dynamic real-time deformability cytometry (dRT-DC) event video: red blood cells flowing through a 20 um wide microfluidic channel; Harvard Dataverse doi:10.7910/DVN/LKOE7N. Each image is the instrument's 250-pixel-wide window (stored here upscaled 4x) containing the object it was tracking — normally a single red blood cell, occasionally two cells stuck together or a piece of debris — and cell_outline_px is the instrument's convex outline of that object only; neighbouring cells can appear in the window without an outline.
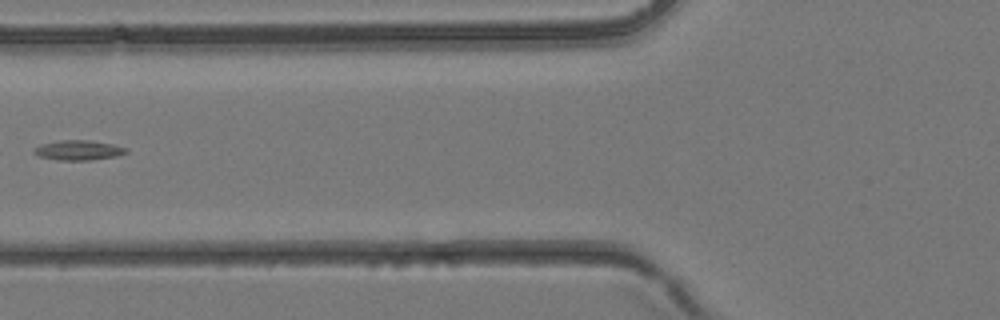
{"species": "common noctule bat (a hibernating species)", "species_latin": "Nyctalus noctula", "temperature_condition": "room temperature", "stored_images_in_passage": 2, "camera_frame_rate_fps": 3000, "um_per_image_px": 0.085, "animal": {"sex": "female", "body_mass_g": 24.6, "forearm_length_mm": 56.2}, "frame": {"image": 1, "passage_image": 2, "time_ms": 0.333, "image_size_px": [1000, 320], "cell_outline_px": [[128, 152], [116, 156], [88, 160], [60, 160], [40, 156], [32, 152], [40, 144], [60, 140], [88, 140], [112, 144], [128, 148]], "centroid_in_image_um": [6.68, 12.76], "position_along_channel_um": 119.1, "area_um2": 10.52}}